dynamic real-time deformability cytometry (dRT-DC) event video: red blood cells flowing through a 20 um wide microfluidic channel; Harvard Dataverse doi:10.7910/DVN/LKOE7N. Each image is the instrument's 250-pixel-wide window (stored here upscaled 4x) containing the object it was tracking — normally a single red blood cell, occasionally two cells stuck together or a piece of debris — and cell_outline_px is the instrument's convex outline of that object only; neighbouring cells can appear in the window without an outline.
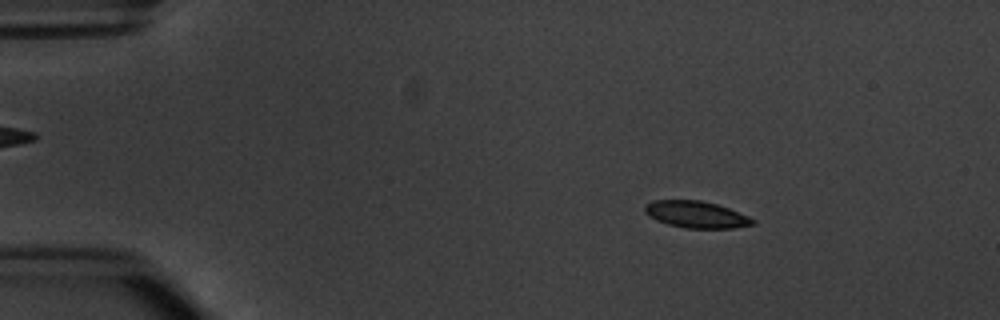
{"species": "common noctule bat (a hibernating species)", "species_latin": "Nyctalus noctula", "temperature_condition": "warm", "stored_images_in_passage": 5, "camera_frame_rate_fps": 3000, "um_per_image_px": 0.085, "animal": {"sex": "male", "body_mass_g": 20.1, "forearm_length_mm": 53.5}, "frame": {"image": 1, "passage_image": 1, "time_ms": 0.0, "image_size_px": [1000, 320], "cell_outline_px": [[756, 224], [732, 228], [684, 228], [668, 224], [656, 220], [648, 216], [644, 212], [644, 204], [652, 200], [700, 200], [716, 204], [728, 208], [748, 216], [756, 220]], "centroid_in_image_um": [59.14, 18.23], "position_along_channel_um": 25.9, "area_um2": 16.94}}
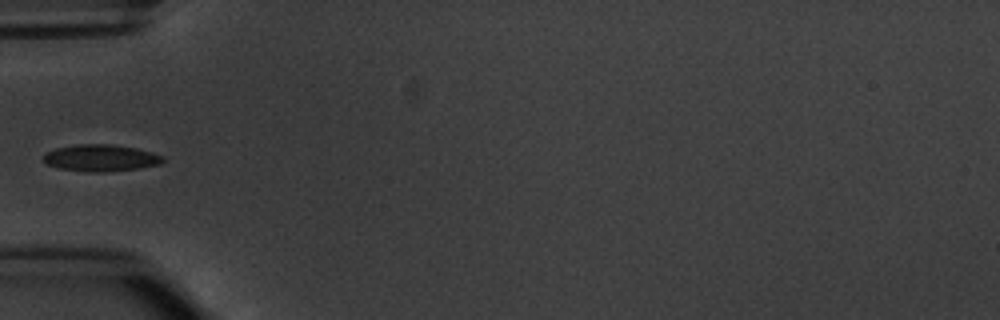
{"frame": {"image": 2, "passage_image": 4, "time_ms": 3.333, "image_size_px": [1000, 320], "cell_outline_px": [[164, 160], [160, 164], [136, 168], [104, 172], [92, 172], [60, 168], [44, 164], [44, 152], [56, 148], [76, 144], [112, 144], [136, 148], [152, 152], [164, 156]], "centroid_in_image_um": [8.54, 13.41], "position_along_channel_um": 76.5, "area_um2": 18.61}}